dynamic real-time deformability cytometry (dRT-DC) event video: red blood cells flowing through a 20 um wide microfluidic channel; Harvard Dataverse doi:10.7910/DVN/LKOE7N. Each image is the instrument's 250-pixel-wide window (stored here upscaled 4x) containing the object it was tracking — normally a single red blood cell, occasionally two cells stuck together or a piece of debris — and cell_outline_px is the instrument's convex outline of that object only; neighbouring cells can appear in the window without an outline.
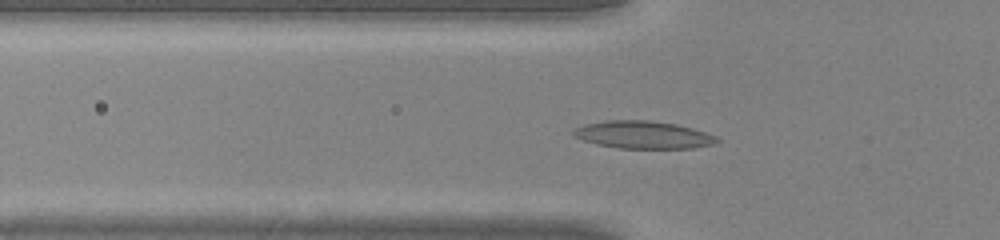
{"species": "common noctule bat (a hibernating species)", "species_latin": "Nyctalus noctula", "temperature_condition": "warm", "stored_images_in_passage": 42, "camera_frame_rate_fps": 3000, "um_per_image_px": 0.085, "animal": {"sex": "male", "body_mass_g": 20.0, "forearm_length_mm": 53.3}, "frame": {"image": 1, "passage_image": 13, "time_ms": 4.0, "image_size_px": [1000, 240], "cell_outline_px": [[720, 140], [716, 144], [692, 148], [616, 148], [596, 144], [572, 136], [572, 132], [576, 128], [584, 124], [608, 120], [648, 120], [676, 124], [692, 128], [716, 136]], "centroid_in_image_um": [54.67, 11.46], "position_along_channel_um": 71.1, "area_um2": 23.06}}
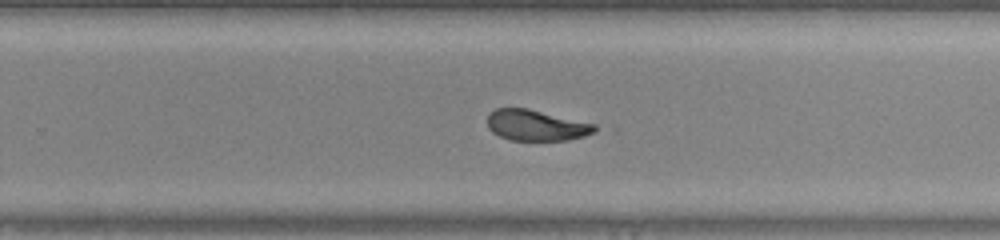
{"frame": {"image": 2, "passage_image": 27, "time_ms": 8.667, "image_size_px": [1000, 240], "cell_outline_px": [[604, 128], [596, 132], [584, 136], [568, 140], [508, 140], [492, 132], [488, 128], [488, 116], [496, 108], [528, 108], [596, 124]], "centroid_in_image_um": [45.65, 10.66], "position_along_channel_um": 284.1, "area_um2": 19.54}}
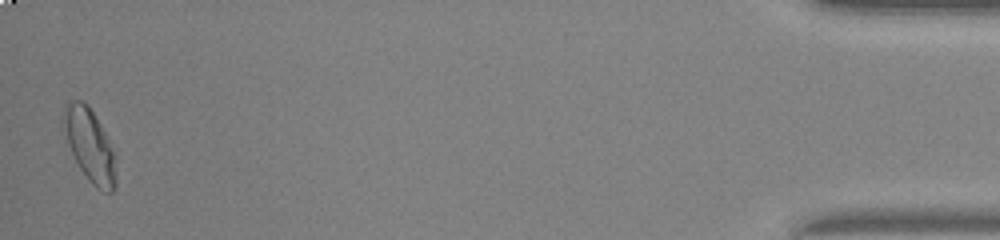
{"frame": {"image": 3, "passage_image": 42, "time_ms": 13.667, "image_size_px": [1000, 240], "cell_outline_px": [[116, 188], [112, 192], [108, 192], [96, 188], [88, 180], [80, 168], [68, 144], [60, 120], [64, 104], [72, 100], [84, 100], [88, 104], [100, 124], [116, 156]], "centroid_in_image_um": [7.61, 12.32], "position_along_channel_um": 427.6, "area_um2": 22.54}}